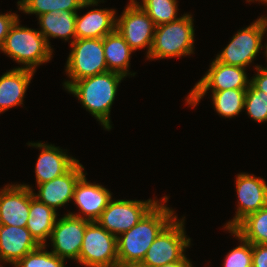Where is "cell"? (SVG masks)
Masks as SVG:
<instances>
[{
    "mask_svg": "<svg viewBox=\"0 0 267 267\" xmlns=\"http://www.w3.org/2000/svg\"><path fill=\"white\" fill-rule=\"evenodd\" d=\"M159 201L110 200L97 222L118 237L134 227Z\"/></svg>",
    "mask_w": 267,
    "mask_h": 267,
    "instance_id": "obj_10",
    "label": "cell"
},
{
    "mask_svg": "<svg viewBox=\"0 0 267 267\" xmlns=\"http://www.w3.org/2000/svg\"><path fill=\"white\" fill-rule=\"evenodd\" d=\"M28 145L41 149L35 166L37 185L65 174L78 161L52 144L34 142Z\"/></svg>",
    "mask_w": 267,
    "mask_h": 267,
    "instance_id": "obj_17",
    "label": "cell"
},
{
    "mask_svg": "<svg viewBox=\"0 0 267 267\" xmlns=\"http://www.w3.org/2000/svg\"><path fill=\"white\" fill-rule=\"evenodd\" d=\"M250 1H253L254 2V0H247V2H250ZM256 2L257 1H259V2H263L262 4H267V0H255Z\"/></svg>",
    "mask_w": 267,
    "mask_h": 267,
    "instance_id": "obj_36",
    "label": "cell"
},
{
    "mask_svg": "<svg viewBox=\"0 0 267 267\" xmlns=\"http://www.w3.org/2000/svg\"><path fill=\"white\" fill-rule=\"evenodd\" d=\"M84 167L79 160L63 175L38 185V192L33 196L48 207L57 211L73 200L74 190L79 179L84 175Z\"/></svg>",
    "mask_w": 267,
    "mask_h": 267,
    "instance_id": "obj_14",
    "label": "cell"
},
{
    "mask_svg": "<svg viewBox=\"0 0 267 267\" xmlns=\"http://www.w3.org/2000/svg\"><path fill=\"white\" fill-rule=\"evenodd\" d=\"M125 76L107 71L94 76L82 78L72 83L66 90L74 94L81 104L101 123L104 129L110 130V111L116 96L119 83Z\"/></svg>",
    "mask_w": 267,
    "mask_h": 267,
    "instance_id": "obj_2",
    "label": "cell"
},
{
    "mask_svg": "<svg viewBox=\"0 0 267 267\" xmlns=\"http://www.w3.org/2000/svg\"><path fill=\"white\" fill-rule=\"evenodd\" d=\"M228 231L240 240V245L226 255L224 267H252V244L244 240L233 229H228Z\"/></svg>",
    "mask_w": 267,
    "mask_h": 267,
    "instance_id": "obj_30",
    "label": "cell"
},
{
    "mask_svg": "<svg viewBox=\"0 0 267 267\" xmlns=\"http://www.w3.org/2000/svg\"><path fill=\"white\" fill-rule=\"evenodd\" d=\"M76 15L77 12L73 11H57V12H49L38 16L39 25L41 26V30H39L47 43L50 46V42L48 38H62L65 41H73L76 39Z\"/></svg>",
    "mask_w": 267,
    "mask_h": 267,
    "instance_id": "obj_23",
    "label": "cell"
},
{
    "mask_svg": "<svg viewBox=\"0 0 267 267\" xmlns=\"http://www.w3.org/2000/svg\"><path fill=\"white\" fill-rule=\"evenodd\" d=\"M245 69L220 63L214 59L207 73L195 84L188 97H186L187 104L195 107L210 89L211 92L248 89L251 80H248Z\"/></svg>",
    "mask_w": 267,
    "mask_h": 267,
    "instance_id": "obj_8",
    "label": "cell"
},
{
    "mask_svg": "<svg viewBox=\"0 0 267 267\" xmlns=\"http://www.w3.org/2000/svg\"><path fill=\"white\" fill-rule=\"evenodd\" d=\"M193 18L184 14L178 20L156 26L149 59H165L192 54L194 51Z\"/></svg>",
    "mask_w": 267,
    "mask_h": 267,
    "instance_id": "obj_4",
    "label": "cell"
},
{
    "mask_svg": "<svg viewBox=\"0 0 267 267\" xmlns=\"http://www.w3.org/2000/svg\"><path fill=\"white\" fill-rule=\"evenodd\" d=\"M247 114L259 123L267 122V94L256 89L251 83L246 90L244 108Z\"/></svg>",
    "mask_w": 267,
    "mask_h": 267,
    "instance_id": "obj_29",
    "label": "cell"
},
{
    "mask_svg": "<svg viewBox=\"0 0 267 267\" xmlns=\"http://www.w3.org/2000/svg\"><path fill=\"white\" fill-rule=\"evenodd\" d=\"M247 89H231L212 93L216 112L225 118L237 116L244 108Z\"/></svg>",
    "mask_w": 267,
    "mask_h": 267,
    "instance_id": "obj_26",
    "label": "cell"
},
{
    "mask_svg": "<svg viewBox=\"0 0 267 267\" xmlns=\"http://www.w3.org/2000/svg\"><path fill=\"white\" fill-rule=\"evenodd\" d=\"M238 207L235 216L224 226L233 229L247 215L267 206V183L261 177L240 173L236 177Z\"/></svg>",
    "mask_w": 267,
    "mask_h": 267,
    "instance_id": "obj_13",
    "label": "cell"
},
{
    "mask_svg": "<svg viewBox=\"0 0 267 267\" xmlns=\"http://www.w3.org/2000/svg\"><path fill=\"white\" fill-rule=\"evenodd\" d=\"M30 188L26 184H9L0 189V225L26 227Z\"/></svg>",
    "mask_w": 267,
    "mask_h": 267,
    "instance_id": "obj_15",
    "label": "cell"
},
{
    "mask_svg": "<svg viewBox=\"0 0 267 267\" xmlns=\"http://www.w3.org/2000/svg\"><path fill=\"white\" fill-rule=\"evenodd\" d=\"M90 221L65 214L56 220L52 229L50 240L52 242V253L66 260H79L86 225Z\"/></svg>",
    "mask_w": 267,
    "mask_h": 267,
    "instance_id": "obj_12",
    "label": "cell"
},
{
    "mask_svg": "<svg viewBox=\"0 0 267 267\" xmlns=\"http://www.w3.org/2000/svg\"><path fill=\"white\" fill-rule=\"evenodd\" d=\"M120 18L116 19V30L133 51L147 47V56L152 47L155 24L148 14L134 1L130 0Z\"/></svg>",
    "mask_w": 267,
    "mask_h": 267,
    "instance_id": "obj_11",
    "label": "cell"
},
{
    "mask_svg": "<svg viewBox=\"0 0 267 267\" xmlns=\"http://www.w3.org/2000/svg\"><path fill=\"white\" fill-rule=\"evenodd\" d=\"M18 19L16 13L0 14V48L2 47L10 28Z\"/></svg>",
    "mask_w": 267,
    "mask_h": 267,
    "instance_id": "obj_32",
    "label": "cell"
},
{
    "mask_svg": "<svg viewBox=\"0 0 267 267\" xmlns=\"http://www.w3.org/2000/svg\"><path fill=\"white\" fill-rule=\"evenodd\" d=\"M85 175L86 173L77 182L73 196L74 203L84 216L72 212L68 214L90 222L97 221L112 199V194L98 183L87 182Z\"/></svg>",
    "mask_w": 267,
    "mask_h": 267,
    "instance_id": "obj_16",
    "label": "cell"
},
{
    "mask_svg": "<svg viewBox=\"0 0 267 267\" xmlns=\"http://www.w3.org/2000/svg\"><path fill=\"white\" fill-rule=\"evenodd\" d=\"M77 263L86 267H116L119 264L117 237L97 221L89 222Z\"/></svg>",
    "mask_w": 267,
    "mask_h": 267,
    "instance_id": "obj_6",
    "label": "cell"
},
{
    "mask_svg": "<svg viewBox=\"0 0 267 267\" xmlns=\"http://www.w3.org/2000/svg\"><path fill=\"white\" fill-rule=\"evenodd\" d=\"M153 20L155 26L178 20L177 0H142V4L134 0Z\"/></svg>",
    "mask_w": 267,
    "mask_h": 267,
    "instance_id": "obj_27",
    "label": "cell"
},
{
    "mask_svg": "<svg viewBox=\"0 0 267 267\" xmlns=\"http://www.w3.org/2000/svg\"><path fill=\"white\" fill-rule=\"evenodd\" d=\"M34 73L29 69L14 68L0 77V114L23 104V98Z\"/></svg>",
    "mask_w": 267,
    "mask_h": 267,
    "instance_id": "obj_19",
    "label": "cell"
},
{
    "mask_svg": "<svg viewBox=\"0 0 267 267\" xmlns=\"http://www.w3.org/2000/svg\"><path fill=\"white\" fill-rule=\"evenodd\" d=\"M0 261L6 264V261H3V260H1V259H0ZM0 267H3V266L1 265Z\"/></svg>",
    "mask_w": 267,
    "mask_h": 267,
    "instance_id": "obj_38",
    "label": "cell"
},
{
    "mask_svg": "<svg viewBox=\"0 0 267 267\" xmlns=\"http://www.w3.org/2000/svg\"><path fill=\"white\" fill-rule=\"evenodd\" d=\"M30 188V209L26 228L39 245L46 246L57 220L56 211L33 196Z\"/></svg>",
    "mask_w": 267,
    "mask_h": 267,
    "instance_id": "obj_21",
    "label": "cell"
},
{
    "mask_svg": "<svg viewBox=\"0 0 267 267\" xmlns=\"http://www.w3.org/2000/svg\"><path fill=\"white\" fill-rule=\"evenodd\" d=\"M167 200L164 196L134 227L117 237L119 264L142 262L159 233L176 217L164 204Z\"/></svg>",
    "mask_w": 267,
    "mask_h": 267,
    "instance_id": "obj_1",
    "label": "cell"
},
{
    "mask_svg": "<svg viewBox=\"0 0 267 267\" xmlns=\"http://www.w3.org/2000/svg\"><path fill=\"white\" fill-rule=\"evenodd\" d=\"M184 221L176 216L156 237L141 263L147 267H160L180 261L191 242L185 234Z\"/></svg>",
    "mask_w": 267,
    "mask_h": 267,
    "instance_id": "obj_7",
    "label": "cell"
},
{
    "mask_svg": "<svg viewBox=\"0 0 267 267\" xmlns=\"http://www.w3.org/2000/svg\"><path fill=\"white\" fill-rule=\"evenodd\" d=\"M265 31H267V16H266V28H265ZM265 54H266V57H267V44L265 45Z\"/></svg>",
    "mask_w": 267,
    "mask_h": 267,
    "instance_id": "obj_37",
    "label": "cell"
},
{
    "mask_svg": "<svg viewBox=\"0 0 267 267\" xmlns=\"http://www.w3.org/2000/svg\"><path fill=\"white\" fill-rule=\"evenodd\" d=\"M266 17L261 16L248 27L239 30L230 43L216 56V60L227 65L247 67L255 59L266 33Z\"/></svg>",
    "mask_w": 267,
    "mask_h": 267,
    "instance_id": "obj_9",
    "label": "cell"
},
{
    "mask_svg": "<svg viewBox=\"0 0 267 267\" xmlns=\"http://www.w3.org/2000/svg\"><path fill=\"white\" fill-rule=\"evenodd\" d=\"M252 267H267V244L252 245Z\"/></svg>",
    "mask_w": 267,
    "mask_h": 267,
    "instance_id": "obj_31",
    "label": "cell"
},
{
    "mask_svg": "<svg viewBox=\"0 0 267 267\" xmlns=\"http://www.w3.org/2000/svg\"><path fill=\"white\" fill-rule=\"evenodd\" d=\"M257 74L252 77L251 84L258 90L263 91L267 94V67L255 66Z\"/></svg>",
    "mask_w": 267,
    "mask_h": 267,
    "instance_id": "obj_33",
    "label": "cell"
},
{
    "mask_svg": "<svg viewBox=\"0 0 267 267\" xmlns=\"http://www.w3.org/2000/svg\"><path fill=\"white\" fill-rule=\"evenodd\" d=\"M116 267H147L141 262L138 263H126V264H118Z\"/></svg>",
    "mask_w": 267,
    "mask_h": 267,
    "instance_id": "obj_35",
    "label": "cell"
},
{
    "mask_svg": "<svg viewBox=\"0 0 267 267\" xmlns=\"http://www.w3.org/2000/svg\"><path fill=\"white\" fill-rule=\"evenodd\" d=\"M160 267H193V265L191 264L190 260L187 259L185 255L180 261H175L172 263L164 264Z\"/></svg>",
    "mask_w": 267,
    "mask_h": 267,
    "instance_id": "obj_34",
    "label": "cell"
},
{
    "mask_svg": "<svg viewBox=\"0 0 267 267\" xmlns=\"http://www.w3.org/2000/svg\"><path fill=\"white\" fill-rule=\"evenodd\" d=\"M19 18L9 30L0 50L23 64V69L36 71V68L51 60L52 48L39 30L20 26Z\"/></svg>",
    "mask_w": 267,
    "mask_h": 267,
    "instance_id": "obj_3",
    "label": "cell"
},
{
    "mask_svg": "<svg viewBox=\"0 0 267 267\" xmlns=\"http://www.w3.org/2000/svg\"><path fill=\"white\" fill-rule=\"evenodd\" d=\"M233 230L252 245L267 244V206L247 215Z\"/></svg>",
    "mask_w": 267,
    "mask_h": 267,
    "instance_id": "obj_25",
    "label": "cell"
},
{
    "mask_svg": "<svg viewBox=\"0 0 267 267\" xmlns=\"http://www.w3.org/2000/svg\"><path fill=\"white\" fill-rule=\"evenodd\" d=\"M102 44L108 71L117 72L125 77L135 75L128 70L133 50L117 30L104 36Z\"/></svg>",
    "mask_w": 267,
    "mask_h": 267,
    "instance_id": "obj_22",
    "label": "cell"
},
{
    "mask_svg": "<svg viewBox=\"0 0 267 267\" xmlns=\"http://www.w3.org/2000/svg\"><path fill=\"white\" fill-rule=\"evenodd\" d=\"M99 0H20L17 2L19 10L25 14H36L37 17L57 11H73L88 6L98 5Z\"/></svg>",
    "mask_w": 267,
    "mask_h": 267,
    "instance_id": "obj_24",
    "label": "cell"
},
{
    "mask_svg": "<svg viewBox=\"0 0 267 267\" xmlns=\"http://www.w3.org/2000/svg\"><path fill=\"white\" fill-rule=\"evenodd\" d=\"M45 245L26 254L13 267H65V260L47 251Z\"/></svg>",
    "mask_w": 267,
    "mask_h": 267,
    "instance_id": "obj_28",
    "label": "cell"
},
{
    "mask_svg": "<svg viewBox=\"0 0 267 267\" xmlns=\"http://www.w3.org/2000/svg\"><path fill=\"white\" fill-rule=\"evenodd\" d=\"M40 245L26 227L0 225V259L16 264Z\"/></svg>",
    "mask_w": 267,
    "mask_h": 267,
    "instance_id": "obj_18",
    "label": "cell"
},
{
    "mask_svg": "<svg viewBox=\"0 0 267 267\" xmlns=\"http://www.w3.org/2000/svg\"><path fill=\"white\" fill-rule=\"evenodd\" d=\"M116 11L114 9H93L76 15V39L103 38L116 30Z\"/></svg>",
    "mask_w": 267,
    "mask_h": 267,
    "instance_id": "obj_20",
    "label": "cell"
},
{
    "mask_svg": "<svg viewBox=\"0 0 267 267\" xmlns=\"http://www.w3.org/2000/svg\"><path fill=\"white\" fill-rule=\"evenodd\" d=\"M71 46L66 62V73L71 81L63 83L65 89L77 80L108 71L102 38L75 39Z\"/></svg>",
    "mask_w": 267,
    "mask_h": 267,
    "instance_id": "obj_5",
    "label": "cell"
}]
</instances>
